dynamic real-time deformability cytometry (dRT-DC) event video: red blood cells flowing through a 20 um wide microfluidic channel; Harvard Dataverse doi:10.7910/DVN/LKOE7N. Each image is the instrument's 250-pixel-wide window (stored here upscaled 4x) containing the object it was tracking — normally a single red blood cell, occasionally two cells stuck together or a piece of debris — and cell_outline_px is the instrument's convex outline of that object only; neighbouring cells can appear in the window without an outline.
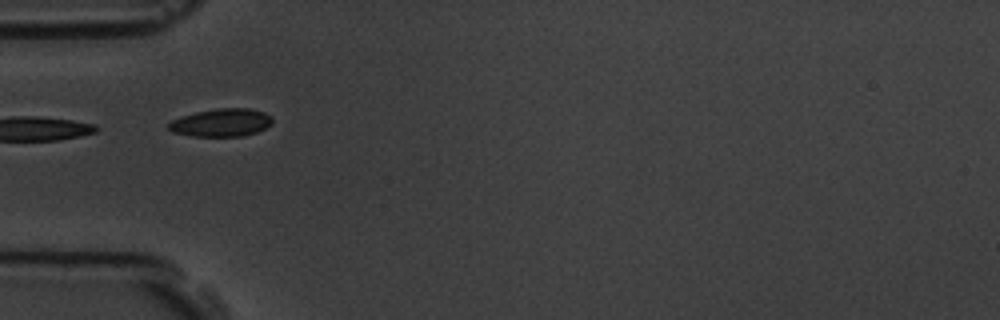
{"species": "common noctule bat (a hibernating species)", "species_latin": "Nyctalus noctula", "temperature_condition": "room temperature", "stored_images_in_passage": 10, "camera_frame_rate_fps": 3000, "um_per_image_px": 0.085, "animal": {"sex": "male", "body_mass_g": 19.5, "forearm_length_mm": 54.6}, "frame": {"image": 1, "passage_image": 1, "time_ms": 0.0, "image_size_px": [1000, 320], "cell_outline_px": [[272, 124], [256, 132], [244, 136], [192, 136], [172, 132], [168, 128], [168, 124], [172, 120], [180, 116], [196, 112], [216, 108], [248, 108], [264, 112], [272, 116]], "centroid_in_image_um": [18.81, 10.42], "position_along_channel_um": 66.2, "area_um2": 16.94}}